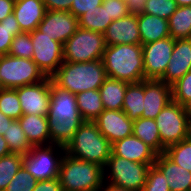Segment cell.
Masks as SVG:
<instances>
[{"instance_id":"6da1fadb","label":"cell","mask_w":191,"mask_h":191,"mask_svg":"<svg viewBox=\"0 0 191 191\" xmlns=\"http://www.w3.org/2000/svg\"><path fill=\"white\" fill-rule=\"evenodd\" d=\"M47 118L50 144L64 147L73 139L74 134L84 122L80 116L75 95L55 86L52 81Z\"/></svg>"},{"instance_id":"52a82bcc","label":"cell","mask_w":191,"mask_h":191,"mask_svg":"<svg viewBox=\"0 0 191 191\" xmlns=\"http://www.w3.org/2000/svg\"><path fill=\"white\" fill-rule=\"evenodd\" d=\"M162 143V153L171 145L188 138L191 135V123L184 107L171 101L155 118Z\"/></svg>"},{"instance_id":"3957f363","label":"cell","mask_w":191,"mask_h":191,"mask_svg":"<svg viewBox=\"0 0 191 191\" xmlns=\"http://www.w3.org/2000/svg\"><path fill=\"white\" fill-rule=\"evenodd\" d=\"M102 61L108 77L128 83L145 79L141 44L107 45Z\"/></svg>"},{"instance_id":"30bf717a","label":"cell","mask_w":191,"mask_h":191,"mask_svg":"<svg viewBox=\"0 0 191 191\" xmlns=\"http://www.w3.org/2000/svg\"><path fill=\"white\" fill-rule=\"evenodd\" d=\"M55 148H59L62 155H56ZM65 152V147L57 144L32 146L31 150L24 155L23 166L37 182L55 179L58 178Z\"/></svg>"},{"instance_id":"b9f144b4","label":"cell","mask_w":191,"mask_h":191,"mask_svg":"<svg viewBox=\"0 0 191 191\" xmlns=\"http://www.w3.org/2000/svg\"><path fill=\"white\" fill-rule=\"evenodd\" d=\"M46 10L69 12L73 0H42Z\"/></svg>"},{"instance_id":"f35d334b","label":"cell","mask_w":191,"mask_h":191,"mask_svg":"<svg viewBox=\"0 0 191 191\" xmlns=\"http://www.w3.org/2000/svg\"><path fill=\"white\" fill-rule=\"evenodd\" d=\"M142 191H170L166 177L155 165L150 166Z\"/></svg>"},{"instance_id":"44dd1931","label":"cell","mask_w":191,"mask_h":191,"mask_svg":"<svg viewBox=\"0 0 191 191\" xmlns=\"http://www.w3.org/2000/svg\"><path fill=\"white\" fill-rule=\"evenodd\" d=\"M154 165L166 177L170 191H191V172L178 166L164 153L157 154Z\"/></svg>"},{"instance_id":"c3c4849f","label":"cell","mask_w":191,"mask_h":191,"mask_svg":"<svg viewBox=\"0 0 191 191\" xmlns=\"http://www.w3.org/2000/svg\"><path fill=\"white\" fill-rule=\"evenodd\" d=\"M10 150L7 146V142L4 139L3 135L0 134V157L10 154Z\"/></svg>"},{"instance_id":"681fc988","label":"cell","mask_w":191,"mask_h":191,"mask_svg":"<svg viewBox=\"0 0 191 191\" xmlns=\"http://www.w3.org/2000/svg\"><path fill=\"white\" fill-rule=\"evenodd\" d=\"M183 107H184V111H185V113H186V115H187V117H188V119H189V121H190V123H191V99L188 100V101L183 105Z\"/></svg>"},{"instance_id":"f6af8a7d","label":"cell","mask_w":191,"mask_h":191,"mask_svg":"<svg viewBox=\"0 0 191 191\" xmlns=\"http://www.w3.org/2000/svg\"><path fill=\"white\" fill-rule=\"evenodd\" d=\"M15 0H0V22L13 13Z\"/></svg>"},{"instance_id":"4316f807","label":"cell","mask_w":191,"mask_h":191,"mask_svg":"<svg viewBox=\"0 0 191 191\" xmlns=\"http://www.w3.org/2000/svg\"><path fill=\"white\" fill-rule=\"evenodd\" d=\"M133 135L150 146L157 154L162 153V143L155 119L139 118L133 121Z\"/></svg>"},{"instance_id":"e575fe53","label":"cell","mask_w":191,"mask_h":191,"mask_svg":"<svg viewBox=\"0 0 191 191\" xmlns=\"http://www.w3.org/2000/svg\"><path fill=\"white\" fill-rule=\"evenodd\" d=\"M33 52L34 46L30 32H21L13 38L8 54L14 57L32 59Z\"/></svg>"},{"instance_id":"484cf974","label":"cell","mask_w":191,"mask_h":191,"mask_svg":"<svg viewBox=\"0 0 191 191\" xmlns=\"http://www.w3.org/2000/svg\"><path fill=\"white\" fill-rule=\"evenodd\" d=\"M144 109V80L128 83L122 110L130 120L141 118Z\"/></svg>"},{"instance_id":"f1b7e54d","label":"cell","mask_w":191,"mask_h":191,"mask_svg":"<svg viewBox=\"0 0 191 191\" xmlns=\"http://www.w3.org/2000/svg\"><path fill=\"white\" fill-rule=\"evenodd\" d=\"M4 139L11 153L26 155L32 148L26 134L24 133L18 119H13L6 128Z\"/></svg>"},{"instance_id":"836d02e7","label":"cell","mask_w":191,"mask_h":191,"mask_svg":"<svg viewBox=\"0 0 191 191\" xmlns=\"http://www.w3.org/2000/svg\"><path fill=\"white\" fill-rule=\"evenodd\" d=\"M0 111L12 119H19L23 114L17 90L12 88H3L0 91Z\"/></svg>"},{"instance_id":"8d00e7d4","label":"cell","mask_w":191,"mask_h":191,"mask_svg":"<svg viewBox=\"0 0 191 191\" xmlns=\"http://www.w3.org/2000/svg\"><path fill=\"white\" fill-rule=\"evenodd\" d=\"M36 184L35 178L22 165L4 191H33Z\"/></svg>"},{"instance_id":"83f0119b","label":"cell","mask_w":191,"mask_h":191,"mask_svg":"<svg viewBox=\"0 0 191 191\" xmlns=\"http://www.w3.org/2000/svg\"><path fill=\"white\" fill-rule=\"evenodd\" d=\"M168 24L173 39L191 38V6H178L169 17Z\"/></svg>"},{"instance_id":"5b68a950","label":"cell","mask_w":191,"mask_h":191,"mask_svg":"<svg viewBox=\"0 0 191 191\" xmlns=\"http://www.w3.org/2000/svg\"><path fill=\"white\" fill-rule=\"evenodd\" d=\"M104 168L64 153L58 175L63 191H98L104 182Z\"/></svg>"},{"instance_id":"7bdbcfd3","label":"cell","mask_w":191,"mask_h":191,"mask_svg":"<svg viewBox=\"0 0 191 191\" xmlns=\"http://www.w3.org/2000/svg\"><path fill=\"white\" fill-rule=\"evenodd\" d=\"M33 191H63L58 178L38 181Z\"/></svg>"},{"instance_id":"ac0fdd59","label":"cell","mask_w":191,"mask_h":191,"mask_svg":"<svg viewBox=\"0 0 191 191\" xmlns=\"http://www.w3.org/2000/svg\"><path fill=\"white\" fill-rule=\"evenodd\" d=\"M103 35L106 45L141 44L138 15L129 14L112 21Z\"/></svg>"},{"instance_id":"4dcf8cb0","label":"cell","mask_w":191,"mask_h":191,"mask_svg":"<svg viewBox=\"0 0 191 191\" xmlns=\"http://www.w3.org/2000/svg\"><path fill=\"white\" fill-rule=\"evenodd\" d=\"M164 154L178 166L191 172V135L166 148Z\"/></svg>"},{"instance_id":"d6986e66","label":"cell","mask_w":191,"mask_h":191,"mask_svg":"<svg viewBox=\"0 0 191 191\" xmlns=\"http://www.w3.org/2000/svg\"><path fill=\"white\" fill-rule=\"evenodd\" d=\"M111 153L129 161L154 164L157 153L138 137L131 135L112 144Z\"/></svg>"},{"instance_id":"9c48e42d","label":"cell","mask_w":191,"mask_h":191,"mask_svg":"<svg viewBox=\"0 0 191 191\" xmlns=\"http://www.w3.org/2000/svg\"><path fill=\"white\" fill-rule=\"evenodd\" d=\"M47 76L32 59L0 56V80L3 88L32 85L45 80Z\"/></svg>"},{"instance_id":"277c9868","label":"cell","mask_w":191,"mask_h":191,"mask_svg":"<svg viewBox=\"0 0 191 191\" xmlns=\"http://www.w3.org/2000/svg\"><path fill=\"white\" fill-rule=\"evenodd\" d=\"M112 144L99 131L95 122L84 121L73 139L65 146L68 155L93 162L104 168L111 155Z\"/></svg>"},{"instance_id":"ffe728a7","label":"cell","mask_w":191,"mask_h":191,"mask_svg":"<svg viewBox=\"0 0 191 191\" xmlns=\"http://www.w3.org/2000/svg\"><path fill=\"white\" fill-rule=\"evenodd\" d=\"M46 11L42 0H15L13 13L21 32H32L38 28Z\"/></svg>"},{"instance_id":"ba28073f","label":"cell","mask_w":191,"mask_h":191,"mask_svg":"<svg viewBox=\"0 0 191 191\" xmlns=\"http://www.w3.org/2000/svg\"><path fill=\"white\" fill-rule=\"evenodd\" d=\"M151 165L154 164L129 161L128 159L115 156L111 153L107 164L103 169L104 180H106L105 178L107 176H110V182H108L110 184L130 191H142Z\"/></svg>"},{"instance_id":"f907efd6","label":"cell","mask_w":191,"mask_h":191,"mask_svg":"<svg viewBox=\"0 0 191 191\" xmlns=\"http://www.w3.org/2000/svg\"><path fill=\"white\" fill-rule=\"evenodd\" d=\"M177 6L183 7V6H191V0H175Z\"/></svg>"},{"instance_id":"8992f818","label":"cell","mask_w":191,"mask_h":191,"mask_svg":"<svg viewBox=\"0 0 191 191\" xmlns=\"http://www.w3.org/2000/svg\"><path fill=\"white\" fill-rule=\"evenodd\" d=\"M106 46L103 33L79 27L63 44V59L76 63L100 60Z\"/></svg>"},{"instance_id":"e0dca14e","label":"cell","mask_w":191,"mask_h":191,"mask_svg":"<svg viewBox=\"0 0 191 191\" xmlns=\"http://www.w3.org/2000/svg\"><path fill=\"white\" fill-rule=\"evenodd\" d=\"M171 101V86L160 79H144V109L141 118L155 119Z\"/></svg>"},{"instance_id":"7402d4cb","label":"cell","mask_w":191,"mask_h":191,"mask_svg":"<svg viewBox=\"0 0 191 191\" xmlns=\"http://www.w3.org/2000/svg\"><path fill=\"white\" fill-rule=\"evenodd\" d=\"M18 121L31 146L50 145L47 116L22 114Z\"/></svg>"},{"instance_id":"d6a6232c","label":"cell","mask_w":191,"mask_h":191,"mask_svg":"<svg viewBox=\"0 0 191 191\" xmlns=\"http://www.w3.org/2000/svg\"><path fill=\"white\" fill-rule=\"evenodd\" d=\"M21 33L14 13L9 14L0 22V56L9 53L13 38Z\"/></svg>"},{"instance_id":"1f68e13d","label":"cell","mask_w":191,"mask_h":191,"mask_svg":"<svg viewBox=\"0 0 191 191\" xmlns=\"http://www.w3.org/2000/svg\"><path fill=\"white\" fill-rule=\"evenodd\" d=\"M23 158V155L16 153L0 157V191L5 190L13 176L23 165Z\"/></svg>"},{"instance_id":"ab89813d","label":"cell","mask_w":191,"mask_h":191,"mask_svg":"<svg viewBox=\"0 0 191 191\" xmlns=\"http://www.w3.org/2000/svg\"><path fill=\"white\" fill-rule=\"evenodd\" d=\"M102 5L113 21L129 15L127 4L123 0H103Z\"/></svg>"},{"instance_id":"7a4b0ae2","label":"cell","mask_w":191,"mask_h":191,"mask_svg":"<svg viewBox=\"0 0 191 191\" xmlns=\"http://www.w3.org/2000/svg\"><path fill=\"white\" fill-rule=\"evenodd\" d=\"M107 77L102 59L81 63L64 61L50 76L55 86L74 95L99 89Z\"/></svg>"},{"instance_id":"4fadbf2b","label":"cell","mask_w":191,"mask_h":191,"mask_svg":"<svg viewBox=\"0 0 191 191\" xmlns=\"http://www.w3.org/2000/svg\"><path fill=\"white\" fill-rule=\"evenodd\" d=\"M17 95L23 114L47 116L51 97V78L17 87Z\"/></svg>"},{"instance_id":"d4e9b609","label":"cell","mask_w":191,"mask_h":191,"mask_svg":"<svg viewBox=\"0 0 191 191\" xmlns=\"http://www.w3.org/2000/svg\"><path fill=\"white\" fill-rule=\"evenodd\" d=\"M77 107L83 121L94 122L105 110L99 89L86 90L75 95Z\"/></svg>"},{"instance_id":"603a6c76","label":"cell","mask_w":191,"mask_h":191,"mask_svg":"<svg viewBox=\"0 0 191 191\" xmlns=\"http://www.w3.org/2000/svg\"><path fill=\"white\" fill-rule=\"evenodd\" d=\"M141 45L170 37L167 19L145 13L138 15Z\"/></svg>"},{"instance_id":"816d5d0a","label":"cell","mask_w":191,"mask_h":191,"mask_svg":"<svg viewBox=\"0 0 191 191\" xmlns=\"http://www.w3.org/2000/svg\"><path fill=\"white\" fill-rule=\"evenodd\" d=\"M3 89V85H2V82L0 80V91Z\"/></svg>"},{"instance_id":"60d3db41","label":"cell","mask_w":191,"mask_h":191,"mask_svg":"<svg viewBox=\"0 0 191 191\" xmlns=\"http://www.w3.org/2000/svg\"><path fill=\"white\" fill-rule=\"evenodd\" d=\"M102 3L103 0H73L69 12L72 13L75 17L79 18L88 10H94L95 7L102 5Z\"/></svg>"},{"instance_id":"7dc6e473","label":"cell","mask_w":191,"mask_h":191,"mask_svg":"<svg viewBox=\"0 0 191 191\" xmlns=\"http://www.w3.org/2000/svg\"><path fill=\"white\" fill-rule=\"evenodd\" d=\"M106 180H104L101 188L98 190V191H130L128 189H125V188H121V187H118L116 185H113V184H110V183H107L108 185H104Z\"/></svg>"},{"instance_id":"8fae6325","label":"cell","mask_w":191,"mask_h":191,"mask_svg":"<svg viewBox=\"0 0 191 191\" xmlns=\"http://www.w3.org/2000/svg\"><path fill=\"white\" fill-rule=\"evenodd\" d=\"M30 35L34 46L32 60L47 77H50L64 62L63 44L52 40L38 29L30 32Z\"/></svg>"},{"instance_id":"9a60e30c","label":"cell","mask_w":191,"mask_h":191,"mask_svg":"<svg viewBox=\"0 0 191 191\" xmlns=\"http://www.w3.org/2000/svg\"><path fill=\"white\" fill-rule=\"evenodd\" d=\"M94 122L111 144L133 135V120L123 110L105 109Z\"/></svg>"},{"instance_id":"bcb514c9","label":"cell","mask_w":191,"mask_h":191,"mask_svg":"<svg viewBox=\"0 0 191 191\" xmlns=\"http://www.w3.org/2000/svg\"><path fill=\"white\" fill-rule=\"evenodd\" d=\"M12 118L6 117L1 111H0V134L4 135V132L6 128L9 126L10 122H12Z\"/></svg>"},{"instance_id":"5bb4252c","label":"cell","mask_w":191,"mask_h":191,"mask_svg":"<svg viewBox=\"0 0 191 191\" xmlns=\"http://www.w3.org/2000/svg\"><path fill=\"white\" fill-rule=\"evenodd\" d=\"M79 28L78 18L66 11L47 10L38 30L64 44Z\"/></svg>"},{"instance_id":"74e56055","label":"cell","mask_w":191,"mask_h":191,"mask_svg":"<svg viewBox=\"0 0 191 191\" xmlns=\"http://www.w3.org/2000/svg\"><path fill=\"white\" fill-rule=\"evenodd\" d=\"M172 100L182 106L191 99V70L171 86Z\"/></svg>"},{"instance_id":"cb8c5ba5","label":"cell","mask_w":191,"mask_h":191,"mask_svg":"<svg viewBox=\"0 0 191 191\" xmlns=\"http://www.w3.org/2000/svg\"><path fill=\"white\" fill-rule=\"evenodd\" d=\"M128 82L107 77L100 86L99 92L106 110H122Z\"/></svg>"},{"instance_id":"f546056e","label":"cell","mask_w":191,"mask_h":191,"mask_svg":"<svg viewBox=\"0 0 191 191\" xmlns=\"http://www.w3.org/2000/svg\"><path fill=\"white\" fill-rule=\"evenodd\" d=\"M112 21L103 5L95 7L94 10H88L78 18L80 28L101 33L106 31Z\"/></svg>"},{"instance_id":"2e32d148","label":"cell","mask_w":191,"mask_h":191,"mask_svg":"<svg viewBox=\"0 0 191 191\" xmlns=\"http://www.w3.org/2000/svg\"><path fill=\"white\" fill-rule=\"evenodd\" d=\"M191 70V38L174 39V48L165 70L160 78L172 86Z\"/></svg>"},{"instance_id":"d590c367","label":"cell","mask_w":191,"mask_h":191,"mask_svg":"<svg viewBox=\"0 0 191 191\" xmlns=\"http://www.w3.org/2000/svg\"><path fill=\"white\" fill-rule=\"evenodd\" d=\"M177 7L175 0H147L143 13L168 20Z\"/></svg>"},{"instance_id":"7c38bea8","label":"cell","mask_w":191,"mask_h":191,"mask_svg":"<svg viewBox=\"0 0 191 191\" xmlns=\"http://www.w3.org/2000/svg\"><path fill=\"white\" fill-rule=\"evenodd\" d=\"M173 48L171 36L142 45L145 79H160L165 74Z\"/></svg>"},{"instance_id":"ee69618b","label":"cell","mask_w":191,"mask_h":191,"mask_svg":"<svg viewBox=\"0 0 191 191\" xmlns=\"http://www.w3.org/2000/svg\"><path fill=\"white\" fill-rule=\"evenodd\" d=\"M147 0H126L129 14H142Z\"/></svg>"}]
</instances>
